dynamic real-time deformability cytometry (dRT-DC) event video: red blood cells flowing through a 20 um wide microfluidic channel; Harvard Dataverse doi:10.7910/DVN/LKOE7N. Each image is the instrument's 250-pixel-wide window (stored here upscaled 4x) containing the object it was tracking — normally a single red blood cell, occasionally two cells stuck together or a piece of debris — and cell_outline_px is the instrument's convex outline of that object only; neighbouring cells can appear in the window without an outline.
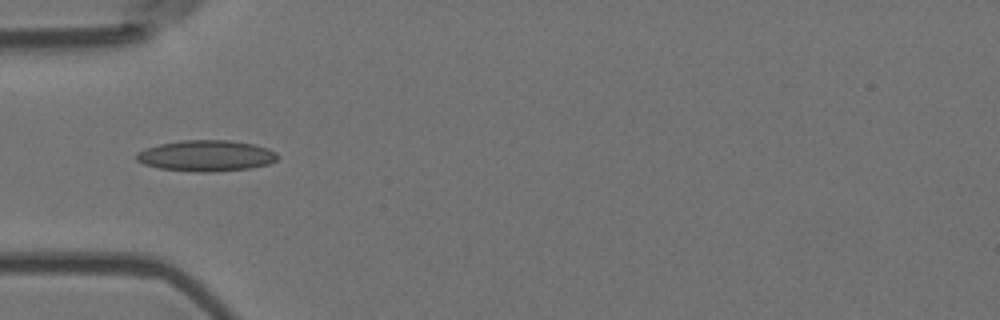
{"species": "Egyptian fruit bat (a non-hibernating species)", "species_latin": "Rousettus aegyptiacus", "temperature_condition": "room temperature", "stored_images_in_passage": 10, "camera_frame_rate_fps": 3000, "um_per_image_px": 0.085, "animal": {"sex": "female"}, "frame": {"image": 1, "passage_image": 4, "time_ms": 1.0, "image_size_px": [1000, 320], "cell_outline_px": [[280, 156], [276, 160], [268, 164], [248, 168], [208, 172], [196, 172], [160, 168], [144, 164], [136, 160], [136, 152], [144, 148], [160, 144], [180, 140], [228, 140], [252, 144], [268, 148], [276, 152]], "centroid_in_image_um": [17.51, 13.23], "position_along_channel_um": 67.5, "area_um2": 25.49}}
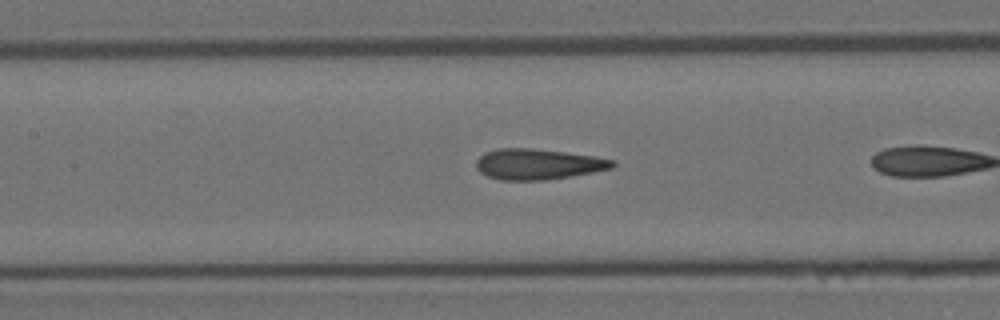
{"frame": {"image": 2, "passage_image": 9, "time_ms": 2.667, "image_size_px": [1000, 320], "cell_outline_px": [[616, 164], [612, 168], [592, 172], [544, 180], [500, 180], [488, 176], [480, 172], [476, 168], [476, 160], [484, 152], [496, 148], [532, 148], [596, 156], [616, 160]], "centroid_in_image_um": [45.71, 13.94], "position_along_channel_um": 161.7, "area_um2": 24.39}}